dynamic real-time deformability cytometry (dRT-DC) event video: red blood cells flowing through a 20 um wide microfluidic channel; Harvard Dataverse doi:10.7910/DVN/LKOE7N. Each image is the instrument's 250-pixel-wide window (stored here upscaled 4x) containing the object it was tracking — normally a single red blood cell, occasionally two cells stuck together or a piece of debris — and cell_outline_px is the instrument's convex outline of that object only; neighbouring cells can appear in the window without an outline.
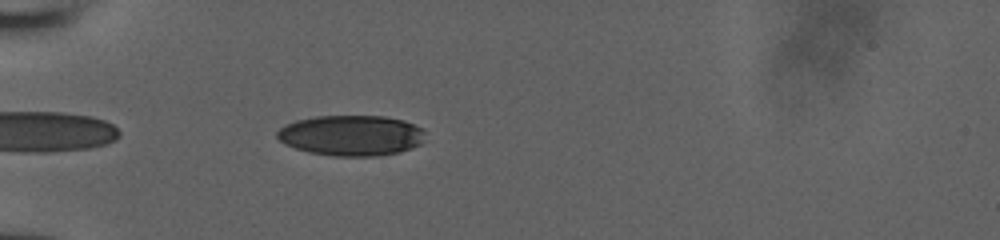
{"species": "human", "species_latin": "Homo sapiens", "temperature_condition": "room temperature", "stored_images_in_passage": 37, "camera_frame_rate_fps": 3000, "um_per_image_px": 0.085, "donor": {"sex": "male"}, "frame": {"image": 1, "passage_image": 2, "time_ms": 0.333, "image_size_px": [1000, 240], "cell_outline_px": [[424, 132], [420, 144], [396, 152], [372, 156], [332, 156], [308, 152], [284, 144], [276, 136], [276, 132], [284, 124], [296, 120], [316, 116], [384, 116], [404, 120], [424, 128]], "centroid_in_image_um": [29.81, 11.5], "position_along_channel_um": 55.2, "area_um2": 34.91}}
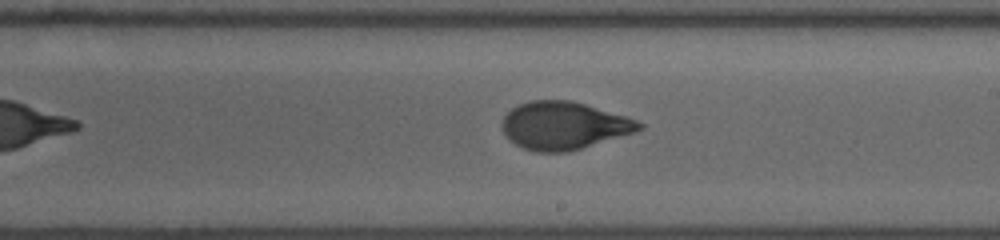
{"frame": {"image": 2, "passage_image": 17, "time_ms": 5.333, "image_size_px": [1000, 240], "cell_outline_px": [[644, 128], [632, 132], [568, 152], [536, 152], [524, 148], [508, 140], [504, 136], [500, 124], [504, 116], [512, 108], [520, 104], [532, 100], [572, 100], [628, 116], [644, 124]], "centroid_in_image_um": [47.88, 10.66], "position_along_channel_um": 241.1, "area_um2": 38.09}}
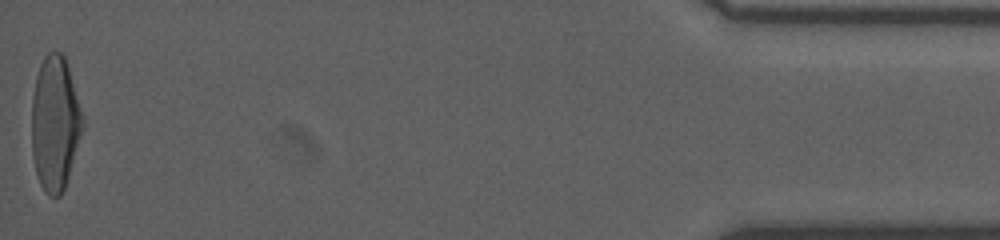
{"frame": {"image": 3, "passage_image": 37, "time_ms": 12.0, "image_size_px": [1000, 240], "cell_outline_px": [[84, 124], [68, 176], [64, 188], [60, 196], [48, 196], [44, 192], [40, 184], [36, 172], [32, 156], [32, 96], [36, 76], [40, 64], [44, 56], [48, 52], [60, 52], [64, 56], [68, 68], [84, 120]], "centroid_in_image_um": [4.65, 10.49], "position_along_channel_um": 430.5, "area_um2": 39.54}}